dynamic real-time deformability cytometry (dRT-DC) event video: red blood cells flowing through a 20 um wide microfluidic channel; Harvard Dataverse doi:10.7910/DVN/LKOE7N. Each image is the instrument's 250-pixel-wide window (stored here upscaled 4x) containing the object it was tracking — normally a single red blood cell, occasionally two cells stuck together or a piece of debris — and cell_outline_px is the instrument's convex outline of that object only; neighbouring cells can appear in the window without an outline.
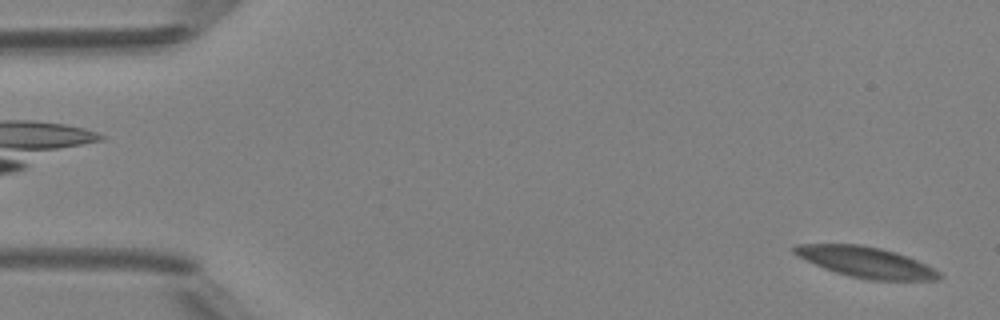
{"species": "Egyptian fruit bat (a non-hibernating species)", "species_latin": "Rousettus aegyptiacus", "temperature_condition": "room temperature", "stored_images_in_passage": 4, "camera_frame_rate_fps": 3000, "um_per_image_px": 0.085, "animal": {"sex": "female"}, "frame": {"image": 1, "passage_image": 4, "time_ms": 3.333, "image_size_px": [1000, 320], "cell_outline_px": [[940, 280], [868, 280], [848, 276], [824, 268], [792, 252], [792, 248], [796, 244], [860, 244], [880, 248], [896, 252], [908, 256], [940, 272]], "centroid_in_image_um": [73.62, 22.28], "position_along_channel_um": 11.4, "area_um2": 25.66}}